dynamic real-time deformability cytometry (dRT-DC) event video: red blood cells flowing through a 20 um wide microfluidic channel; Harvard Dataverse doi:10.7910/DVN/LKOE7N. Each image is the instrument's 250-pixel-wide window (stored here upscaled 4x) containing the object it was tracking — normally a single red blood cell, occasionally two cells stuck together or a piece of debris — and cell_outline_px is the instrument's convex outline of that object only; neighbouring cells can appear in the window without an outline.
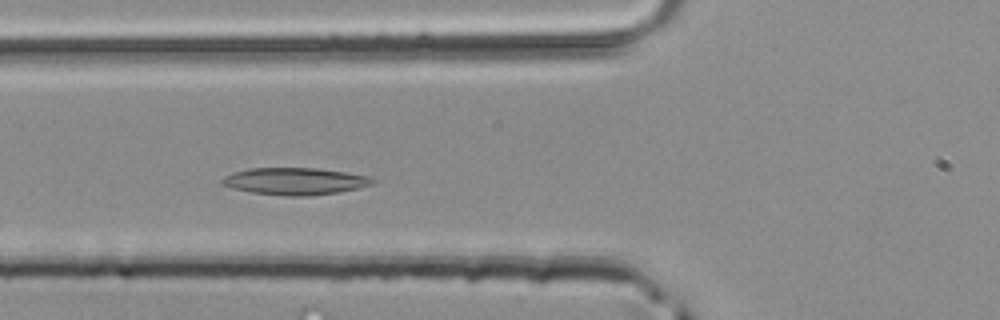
{"species": "common noctule bat (a hibernating species)", "species_latin": "Nyctalus noctula", "temperature_condition": "room temperature", "stored_images_in_passage": 40, "camera_frame_rate_fps": 3000, "um_per_image_px": 0.085, "animal": {"sex": "male", "body_mass_g": 20.4}, "frame": {"image": 1, "passage_image": 12, "time_ms": 3.667, "image_size_px": [1000, 320], "cell_outline_px": [[376, 180], [372, 184], [340, 192], [308, 196], [288, 196], [252, 192], [232, 188], [220, 184], [220, 180], [224, 176], [232, 172], [248, 168], [316, 168], [344, 172], [368, 176]], "centroid_in_image_um": [25.02, 15.4], "position_along_channel_um": 100.8, "area_um2": 23.7}}
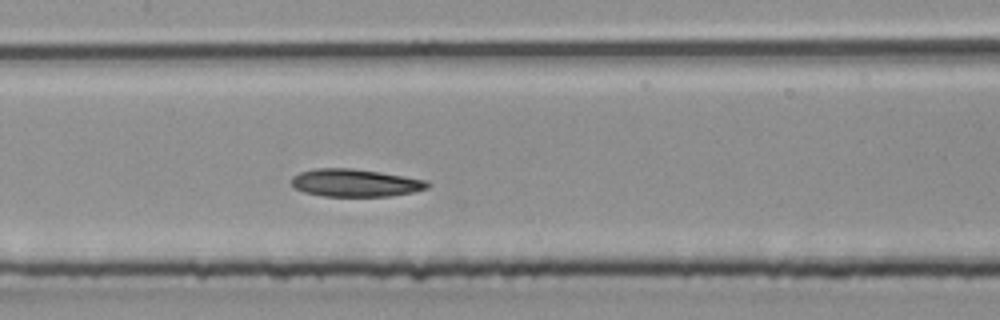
{"frame": {"image": 2, "passage_image": 17, "time_ms": 5.333, "image_size_px": [1000, 320], "cell_outline_px": [[432, 184], [428, 188], [412, 192], [388, 196], [324, 196], [304, 192], [292, 188], [292, 176], [300, 172], [316, 168], [352, 168], [380, 172], [428, 180]], "centroid_in_image_um": [30.19, 15.54], "position_along_channel_um": 177.2, "area_um2": 22.02}}
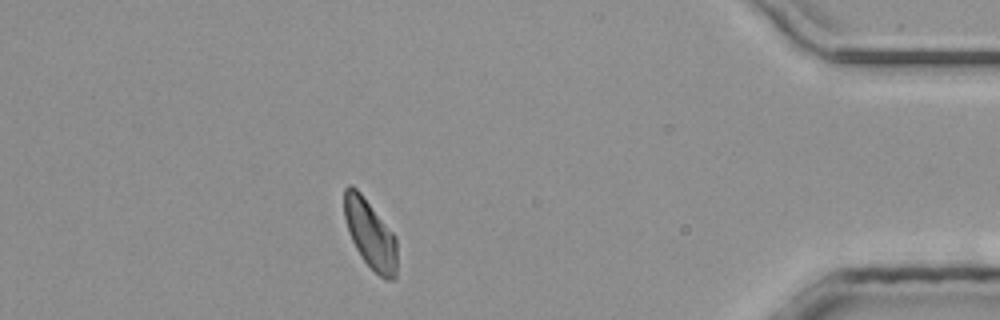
{"frame": {"image": 3, "passage_image": 35, "time_ms": 11.333, "image_size_px": [1000, 320], "cell_outline_px": [[396, 280], [384, 280], [360, 256], [348, 232], [344, 216], [344, 188], [348, 184], [352, 184], [360, 192], [396, 236]], "centroid_in_image_um": [31.46, 19.89], "position_along_channel_um": 403.7, "area_um2": 21.15}}